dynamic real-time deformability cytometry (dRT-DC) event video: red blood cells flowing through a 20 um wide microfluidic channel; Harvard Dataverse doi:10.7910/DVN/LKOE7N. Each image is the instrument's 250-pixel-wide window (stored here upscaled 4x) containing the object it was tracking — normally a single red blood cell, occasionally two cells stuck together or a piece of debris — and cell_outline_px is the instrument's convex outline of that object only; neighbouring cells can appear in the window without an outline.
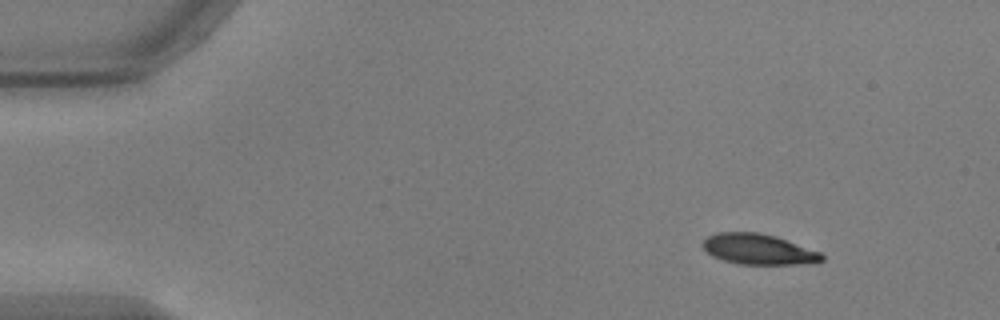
{"species": "common noctule bat (a hibernating species)", "species_latin": "Nyctalus noctula", "temperature_condition": "warm", "stored_images_in_passage": 49, "camera_frame_rate_fps": 3000, "um_per_image_px": 0.085, "animal": {"sex": "male", "body_mass_g": 17.9, "forearm_length_mm": 54.2}, "frame": {"image": 1, "passage_image": 1, "time_ms": 0.0, "image_size_px": [1000, 320], "cell_outline_px": [[824, 260], [796, 264], [736, 264], [712, 256], [700, 244], [708, 236], [716, 232], [756, 232], [776, 236], [820, 252], [824, 256]], "centroid_in_image_um": [64.42, 21.18], "position_along_channel_um": 20.6, "area_um2": 21.04}}
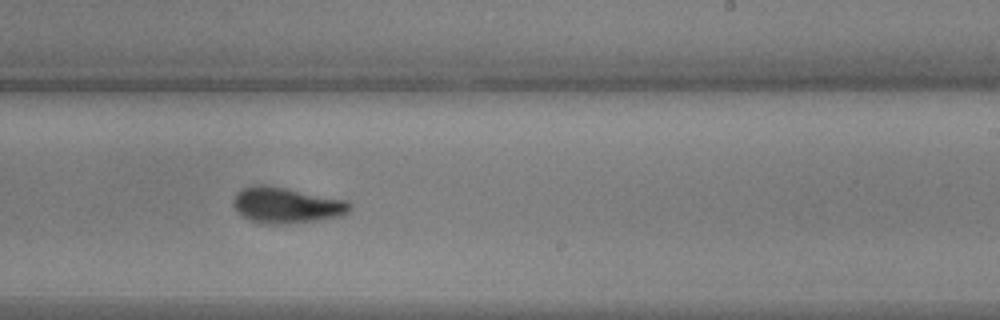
{"frame": {"image": 2, "passage_image": 28, "time_ms": 9.0, "image_size_px": [1000, 320], "cell_outline_px": [[352, 208], [344, 216], [296, 224], [260, 224], [240, 216], [236, 212], [232, 204], [232, 200], [236, 192], [244, 188], [256, 184], [264, 184], [288, 188], [348, 200], [352, 204]], "centroid_in_image_um": [24.35, 17.46], "position_along_channel_um": 264.6, "area_um2": 25.2}}
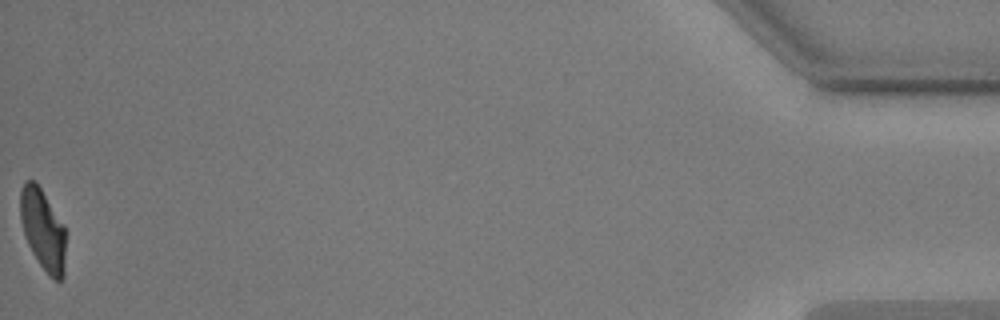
{"frame": {"image": 3, "passage_image": 49, "time_ms": 16.0, "image_size_px": [1000, 320], "cell_outline_px": [[64, 276], [60, 280], [56, 280], [48, 276], [32, 252], [28, 244], [20, 220], [20, 192], [24, 180], [36, 180], [64, 224]], "centroid_in_image_um": [3.63, 19.47], "position_along_channel_um": 431.6, "area_um2": 21.44}, "authors_computed_cell_mechanics": {"area_um2": 23.5246, "velocity_mm_per_s": 3.7245, "shape_relaxation_time_tau1_ms": 3.4858, "shape_relaxation_time_tau2_ms": 1.2844, "deformation_change_tau1": 0.1716, "deformation_change_tau2": 0.065}}